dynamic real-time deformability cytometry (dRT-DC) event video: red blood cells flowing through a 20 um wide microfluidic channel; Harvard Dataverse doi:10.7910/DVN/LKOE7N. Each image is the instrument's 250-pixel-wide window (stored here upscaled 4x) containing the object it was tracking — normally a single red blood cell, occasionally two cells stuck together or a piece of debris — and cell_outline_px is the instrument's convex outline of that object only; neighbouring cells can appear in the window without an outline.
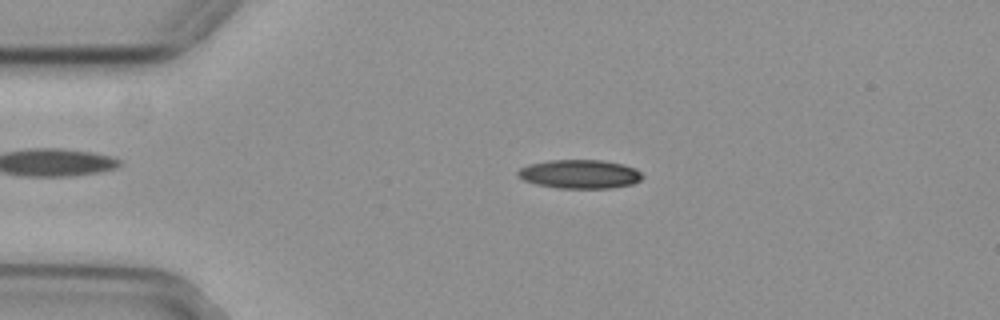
{"species": "common noctule bat (a hibernating species)", "species_latin": "Nyctalus noctula", "temperature_condition": "cold", "stored_images_in_passage": 54, "camera_frame_rate_fps": 3000, "um_per_image_px": 0.085, "animal": {"sex": "female", "body_mass_g": 29.2, "forearm_length_mm": 56.3}, "frame": {"image": 1, "passage_image": 11, "time_ms": 3.333, "image_size_px": [1000, 320], "cell_outline_px": [[644, 176], [640, 180], [632, 184], [612, 188], [556, 188], [536, 184], [524, 180], [516, 176], [516, 172], [520, 168], [528, 164], [548, 160], [604, 160], [624, 164], [636, 168]], "centroid_in_image_um": [49.27, 14.79], "position_along_channel_um": 35.7, "area_um2": 21.15}}
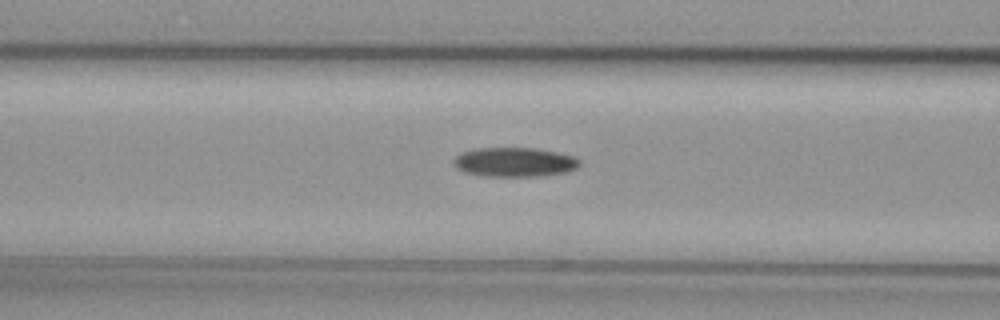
{"frame": {"image": 2, "passage_image": 21, "time_ms": 6.667, "image_size_px": [1000, 320], "cell_outline_px": [[580, 164], [576, 168], [564, 172], [540, 176], [484, 176], [464, 172], [456, 168], [452, 164], [452, 160], [460, 152], [476, 148], [536, 148], [576, 156], [580, 160]], "centroid_in_image_um": [43.7, 13.77], "position_along_channel_um": 122.9, "area_um2": 21.68}}
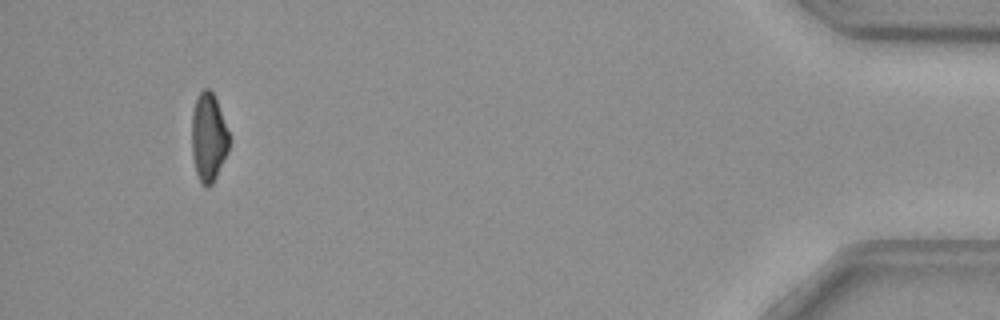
{"frame": {"image": 3, "passage_image": 51, "time_ms": 16.667, "image_size_px": [1000, 320], "cell_outline_px": [[228, 152], [212, 184], [208, 188], [200, 184], [196, 172], [192, 156], [192, 112], [196, 100], [200, 92], [204, 88], [208, 88], [212, 92], [216, 100], [228, 132]], "centroid_in_image_um": [17.7, 11.72], "position_along_channel_um": 417.5, "area_um2": 19.02}, "authors_computed_cell_mechanics": {"area_um2": 21.0681, "velocity_mm_per_s": 3.7115, "shape_relaxation_time_tau1_ms": 11.2544, "shape_relaxation_time_tau2_ms": null, "deformation_change_tau1": 0.2129, "deformation_change_tau2": null}}